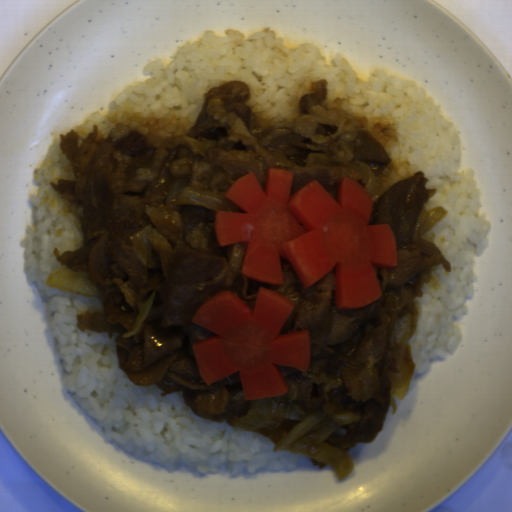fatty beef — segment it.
<instances>
[{"mask_svg":"<svg viewBox=\"0 0 512 512\" xmlns=\"http://www.w3.org/2000/svg\"><path fill=\"white\" fill-rule=\"evenodd\" d=\"M299 100L301 115L292 127L254 115L247 82L232 80L211 88L192 129L177 148H160L126 124L106 138L98 126L78 145L75 129L59 133L75 180L49 182L81 223L83 245L63 251L59 264L85 273L100 288L102 313L76 315L77 329L114 332L119 368L139 387L164 394L181 392L182 401L203 419L234 426L255 399H246L239 371L205 383L193 344L214 332L193 323L198 308L221 291H230L248 308L260 288L294 302L279 335L307 330L311 358L306 371L278 365L288 387L272 396L301 415L324 414L335 431L324 441L346 452L371 443L381 432L391 405L388 368L402 316L416 318L415 299L439 266L449 260L423 238L425 204L437 190L427 188L419 171L396 182L372 202L367 224H388L397 264L373 266L381 291L378 300L353 309H336V267L302 287L290 262L281 257L283 284L256 281L242 274L247 244L218 243L216 211L194 203L168 201L177 178L188 186L226 197L232 185L255 172L266 191L270 168L293 174L289 196L316 180L338 201L347 177L365 188L369 177L356 168L307 164L321 154L340 164L362 163L375 180L392 163L372 133L350 112L331 109L325 79ZM227 198V197H226ZM152 225L147 237L151 258L140 262L134 234ZM154 293L139 331L123 338L136 323L141 305Z\"/></svg>","mask_w":512,"mask_h":512,"instance_id":"obj_1","label":"fatty beef"},{"mask_svg":"<svg viewBox=\"0 0 512 512\" xmlns=\"http://www.w3.org/2000/svg\"><path fill=\"white\" fill-rule=\"evenodd\" d=\"M301 421L282 418L279 419L269 430L259 432L262 437L276 445L284 439Z\"/></svg>","mask_w":512,"mask_h":512,"instance_id":"obj_2","label":"fatty beef"},{"mask_svg":"<svg viewBox=\"0 0 512 512\" xmlns=\"http://www.w3.org/2000/svg\"><path fill=\"white\" fill-rule=\"evenodd\" d=\"M307 456V455H306ZM307 458L309 459V461L311 462L312 465L316 466L318 469H324L325 467H327L328 465H326L325 463L321 462V461H318L312 457H309L307 456Z\"/></svg>","mask_w":512,"mask_h":512,"instance_id":"obj_3","label":"fatty beef"}]
</instances>
